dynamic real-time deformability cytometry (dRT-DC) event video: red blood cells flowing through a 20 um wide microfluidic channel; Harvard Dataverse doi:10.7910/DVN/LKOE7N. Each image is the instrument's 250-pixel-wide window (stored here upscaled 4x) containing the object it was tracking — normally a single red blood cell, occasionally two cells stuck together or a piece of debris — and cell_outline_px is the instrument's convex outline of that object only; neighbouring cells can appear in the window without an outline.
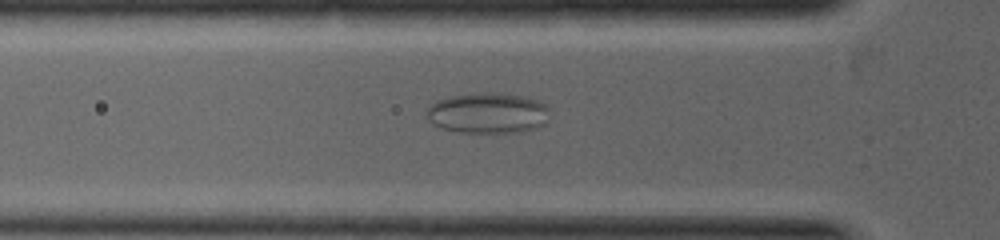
{"species": "common noctule bat (a hibernating species)", "species_latin": "Nyctalus noctula", "temperature_condition": "warm", "stored_images_in_passage": 50, "camera_frame_rate_fps": 5000, "um_per_image_px": 0.085, "animal": {"sex": "female", "body_mass_g": 19.0, "forearm_length_mm": 53.3}, "frame": {"image": 1, "passage_image": 14, "time_ms": 2.0, "image_size_px": [1000, 240], "cell_outline_px": [[548, 108], [544, 124], [528, 128], [504, 132], [460, 132], [444, 128], [428, 120], [424, 116], [424, 112], [436, 100], [452, 96], [484, 92], [504, 92], [528, 96], [540, 100]], "centroid_in_image_um": [41.42, 9.56], "position_along_channel_um": 84.4, "area_um2": 28.84}}
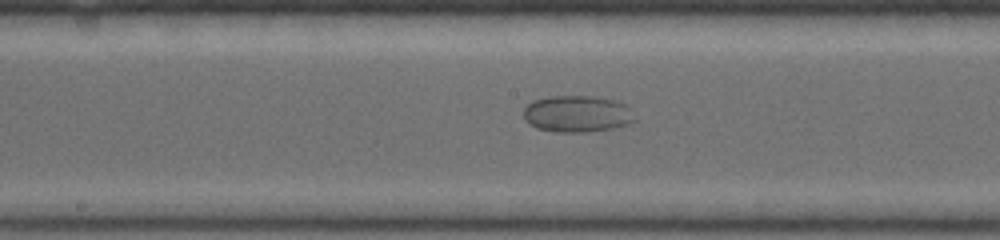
{"frame": {"image": 2, "passage_image": 24, "time_ms": 3.6, "image_size_px": [1000, 240], "cell_outline_px": [[636, 120], [612, 128], [584, 132], [556, 132], [536, 128], [528, 124], [524, 120], [524, 108], [532, 100], [548, 96], [592, 96], [612, 100], [624, 104], [632, 108]], "centroid_in_image_um": [49.02, 9.67], "position_along_channel_um": 199.2, "area_um2": 23.81}}
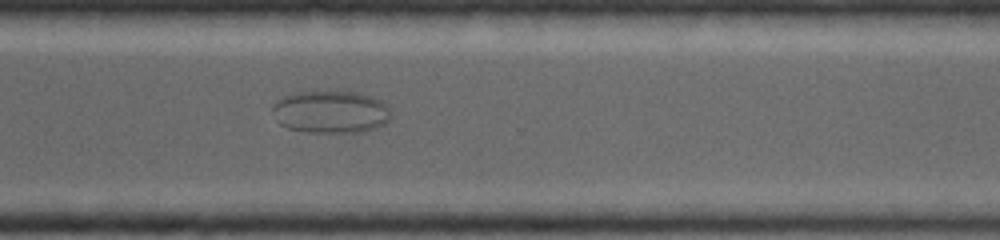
{"frame": {"image": 3, "passage_image": 38, "time_ms": 5.6, "image_size_px": [1000, 240], "cell_outline_px": [[392, 116], [384, 124], [376, 128], [360, 132], [308, 132], [288, 128], [280, 124], [272, 108], [276, 100], [284, 96], [296, 92], [352, 92], [372, 96], [380, 100], [388, 108]], "centroid_in_image_um": [28.12, 9.52], "position_along_channel_um": 342.5, "area_um2": 29.07}}